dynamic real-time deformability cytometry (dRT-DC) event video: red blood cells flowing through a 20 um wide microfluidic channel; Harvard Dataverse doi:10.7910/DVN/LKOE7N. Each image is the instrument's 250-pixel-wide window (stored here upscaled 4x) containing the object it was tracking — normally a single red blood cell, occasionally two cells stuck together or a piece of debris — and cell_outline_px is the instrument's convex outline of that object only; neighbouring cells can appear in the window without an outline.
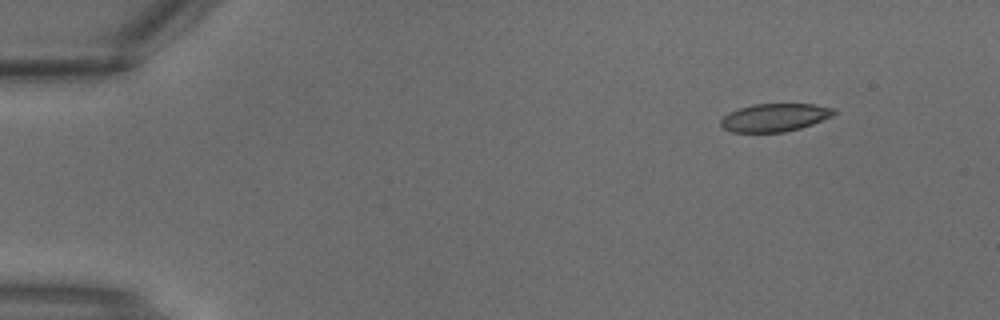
{"species": "common noctule bat (a hibernating species)", "species_latin": "Nyctalus noctula", "temperature_condition": "warm", "stored_images_in_passage": 3, "camera_frame_rate_fps": 3000, "um_per_image_px": 0.085, "animal": {"sex": "male", "body_mass_g": 18.8}, "frame": {"image": 1, "passage_image": 1, "time_ms": 0.0, "image_size_px": [1000, 320], "cell_outline_px": [[836, 112], [832, 116], [812, 124], [800, 128], [784, 132], [732, 132], [724, 128], [720, 124], [720, 120], [728, 112], [752, 104], [816, 104], [836, 108]], "centroid_in_image_um": [65.86, 9.98], "position_along_channel_um": 19.1, "area_um2": 18.5}}
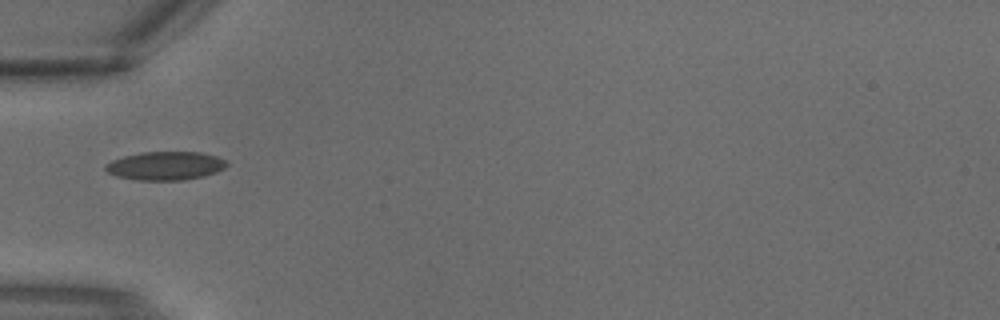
{"frame": {"image": 2, "passage_image": 3, "time_ms": 0.667, "image_size_px": [1000, 320], "cell_outline_px": [[228, 164], [224, 168], [216, 172], [204, 176], [184, 180], [136, 180], [116, 176], [108, 172], [104, 168], [104, 164], [112, 160], [124, 156], [140, 152], [200, 152], [216, 156], [228, 160]], "centroid_in_image_um": [14.06, 14.09], "position_along_channel_um": 70.9, "area_um2": 20.29}}